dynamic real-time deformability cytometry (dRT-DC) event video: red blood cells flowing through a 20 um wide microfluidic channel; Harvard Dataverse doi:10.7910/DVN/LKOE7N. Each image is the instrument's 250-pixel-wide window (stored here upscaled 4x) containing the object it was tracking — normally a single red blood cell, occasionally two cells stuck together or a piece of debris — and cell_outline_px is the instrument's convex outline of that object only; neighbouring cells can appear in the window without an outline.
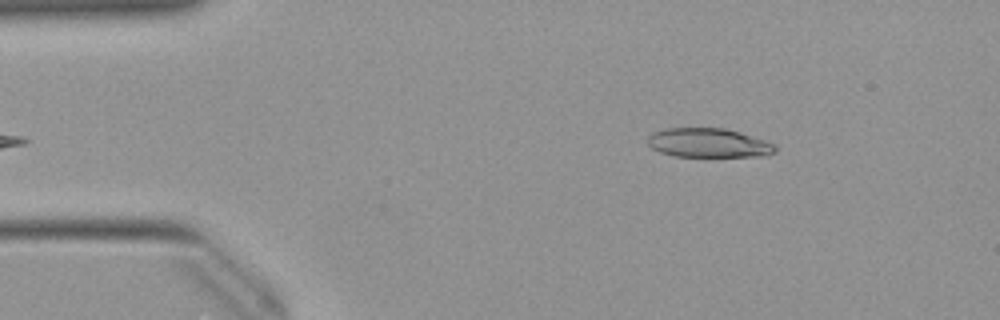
{"species": "Egyptian fruit bat (a non-hibernating species)", "species_latin": "Rousettus aegyptiacus", "temperature_condition": "warm", "stored_images_in_passage": 45, "camera_frame_rate_fps": 3000, "um_per_image_px": 0.085, "animal": {"sex": "female"}, "frame": {"image": 1, "passage_image": 2, "time_ms": 0.333, "image_size_px": [1000, 320], "cell_outline_px": [[776, 152], [768, 156], [672, 156], [660, 152], [652, 148], [648, 144], [648, 136], [652, 132], [668, 128], [724, 128], [740, 132], [776, 144]], "centroid_in_image_um": [60.24, 12.15], "position_along_channel_um": 24.8, "area_um2": 21.73}}
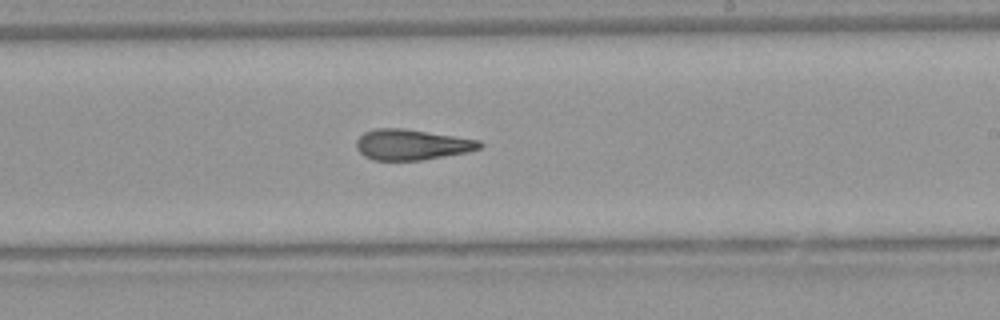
{"frame": {"image": 2, "passage_image": 24, "time_ms": 7.667, "image_size_px": [1000, 320], "cell_outline_px": [[484, 144], [480, 148], [468, 152], [420, 160], [376, 160], [364, 156], [356, 148], [356, 140], [364, 132], [376, 128], [404, 128], [480, 140]], "centroid_in_image_um": [35.0, 12.28], "position_along_channel_um": 254.0, "area_um2": 21.96}}
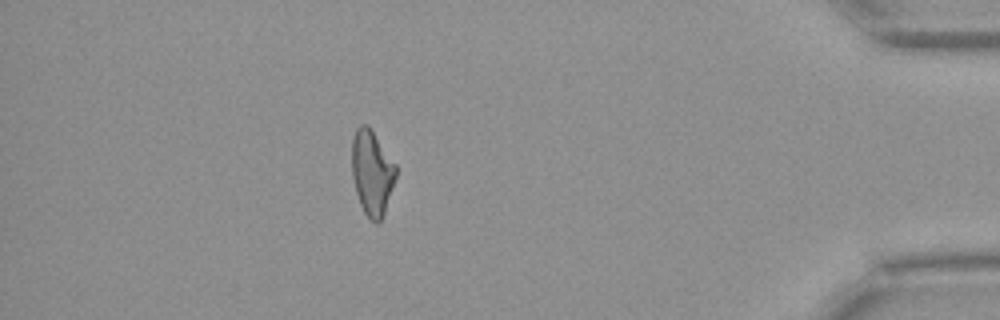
{"frame": {"image": 3, "passage_image": 39, "time_ms": 12.667, "image_size_px": [1000, 320], "cell_outline_px": [[396, 176], [384, 212], [380, 220], [376, 224], [364, 212], [360, 204], [356, 192], [352, 176], [352, 140], [356, 128], [360, 124], [368, 124], [396, 164]], "centroid_in_image_um": [31.6, 14.63], "position_along_channel_um": 403.6, "area_um2": 21.62}, "authors_computed_cell_mechanics": {"area_um2": 22.4264, "velocity_mm_per_s": 4.0024, "shape_relaxation_time_tau1_ms": null, "shape_relaxation_time_tau2_ms": 5.0743, "deformation_change_tau1": null, "deformation_change_tau2": 0.1662}}